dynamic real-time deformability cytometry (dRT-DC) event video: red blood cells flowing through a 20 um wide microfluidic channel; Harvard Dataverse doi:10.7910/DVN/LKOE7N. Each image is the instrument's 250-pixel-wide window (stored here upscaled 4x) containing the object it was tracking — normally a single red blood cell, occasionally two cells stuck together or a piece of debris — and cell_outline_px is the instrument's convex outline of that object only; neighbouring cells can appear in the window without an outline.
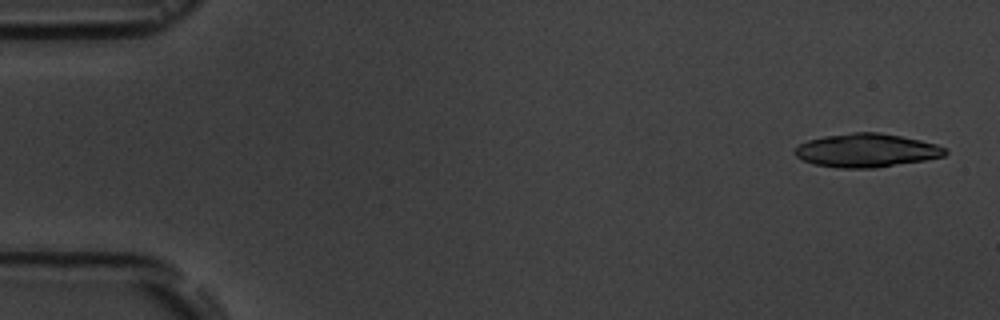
{"species": "common noctule bat (a hibernating species)", "species_latin": "Nyctalus noctula", "temperature_condition": "room temperature", "stored_images_in_passage": 5, "camera_frame_rate_fps": 3000, "um_per_image_px": 0.085, "animal": {"sex": "male", "body_mass_g": 19.5, "forearm_length_mm": 54.6}, "frame": {"image": 1, "passage_image": 1, "time_ms": 0.0, "image_size_px": [1000, 320], "cell_outline_px": [[948, 152], [944, 156], [924, 160], [876, 168], [836, 168], [812, 164], [796, 156], [792, 152], [800, 144], [808, 140], [824, 136], [852, 132], [880, 132], [920, 140], [936, 144], [948, 148]], "centroid_in_image_um": [73.65, 12.79], "position_along_channel_um": 11.4, "area_um2": 29.54}}